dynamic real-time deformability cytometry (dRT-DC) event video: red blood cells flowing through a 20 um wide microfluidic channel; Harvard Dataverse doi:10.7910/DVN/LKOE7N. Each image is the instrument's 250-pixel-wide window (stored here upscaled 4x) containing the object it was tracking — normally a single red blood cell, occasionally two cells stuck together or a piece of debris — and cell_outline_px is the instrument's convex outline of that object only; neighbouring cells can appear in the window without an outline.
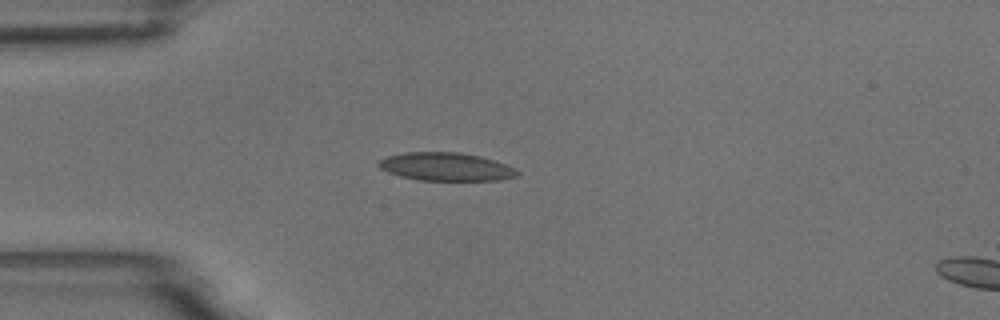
{"species": "common noctule bat (a hibernating species)", "species_latin": "Nyctalus noctula", "temperature_condition": "room temperature", "stored_images_in_passage": 6, "camera_frame_rate_fps": 3000, "um_per_image_px": 0.085, "animal": {"sex": "male", "body_mass_g": 18.8}, "frame": {"image": 1, "passage_image": 3, "time_ms": 2.333, "image_size_px": [1000, 320], "cell_outline_px": [[520, 172], [516, 176], [496, 180], [420, 180], [400, 176], [388, 172], [380, 168], [376, 164], [380, 160], [388, 156], [408, 152], [456, 152], [480, 156], [504, 164]], "centroid_in_image_um": [37.86, 14.17], "position_along_channel_um": 47.1, "area_um2": 22.37}}